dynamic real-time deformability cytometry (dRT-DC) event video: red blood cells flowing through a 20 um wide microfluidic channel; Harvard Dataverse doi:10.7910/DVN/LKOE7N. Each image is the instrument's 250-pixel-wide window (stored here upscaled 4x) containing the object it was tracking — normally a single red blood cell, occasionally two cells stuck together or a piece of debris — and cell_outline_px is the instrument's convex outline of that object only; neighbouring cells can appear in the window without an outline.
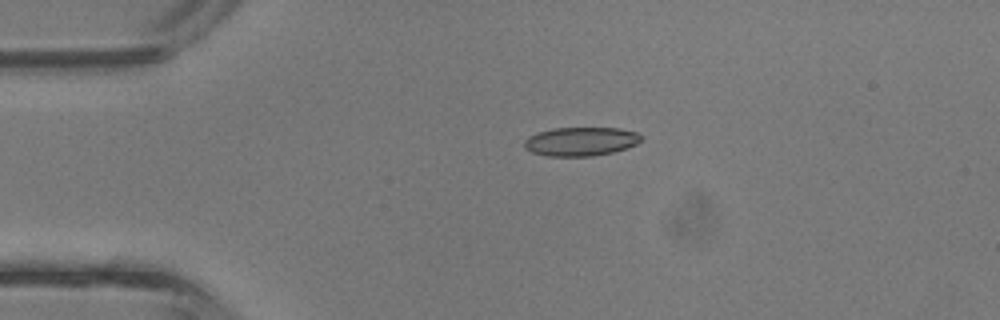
{"species": "common noctule bat (a hibernating species)", "species_latin": "Nyctalus noctula", "temperature_condition": "room temperature", "stored_images_in_passage": 3, "camera_frame_rate_fps": 3000, "um_per_image_px": 0.085, "animal": {"sex": "male", "body_mass_g": 13.3}, "frame": {"image": 1, "passage_image": 1, "time_ms": 0.0, "image_size_px": [1000, 320], "cell_outline_px": [[640, 140], [636, 144], [612, 152], [592, 156], [548, 156], [532, 152], [524, 148], [524, 140], [528, 136], [552, 128], [620, 128], [636, 132], [640, 136]], "centroid_in_image_um": [49.32, 12.02], "position_along_channel_um": 35.7, "area_um2": 19.42}}
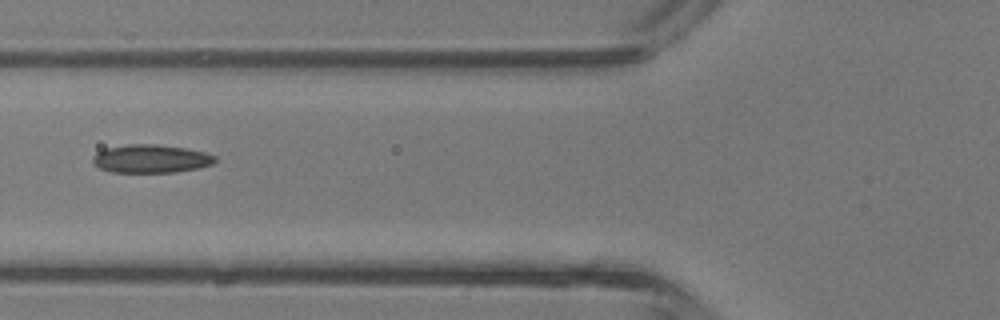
{"frame": {"image": 2, "passage_image": 3, "time_ms": 0.667, "image_size_px": [1000, 320], "cell_outline_px": [[216, 160], [212, 164], [200, 168], [176, 172], [112, 172], [100, 168], [92, 164], [92, 156], [96, 152], [104, 148], [128, 144], [156, 144], [184, 148], [204, 152], [216, 156]], "centroid_in_image_um": [12.79, 13.49], "position_along_channel_um": 113.0, "area_um2": 20.29}}